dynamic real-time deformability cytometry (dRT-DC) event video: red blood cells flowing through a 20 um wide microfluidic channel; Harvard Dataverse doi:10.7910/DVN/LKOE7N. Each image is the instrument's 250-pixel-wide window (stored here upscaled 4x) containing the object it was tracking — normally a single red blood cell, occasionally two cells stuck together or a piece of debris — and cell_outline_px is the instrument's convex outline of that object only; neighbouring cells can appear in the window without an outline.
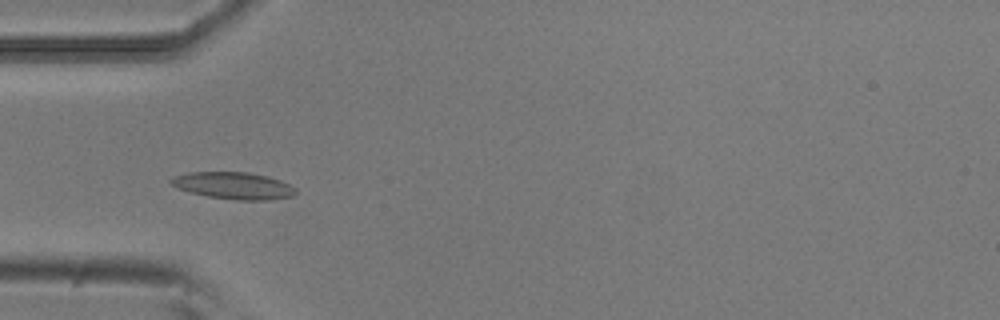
{"species": "common noctule bat (a hibernating species)", "species_latin": "Nyctalus noctula", "temperature_condition": "room temperature", "stored_images_in_passage": 29, "camera_frame_rate_fps": 3000, "um_per_image_px": 0.085, "animal": {"sex": "male", "body_mass_g": 20.5, "forearm_length_mm": 52.5}, "frame": {"image": 1, "passage_image": 4, "time_ms": 1.0, "image_size_px": [1000, 320], "cell_outline_px": [[296, 192], [292, 196], [272, 200], [236, 200], [208, 196], [192, 192], [180, 188], [172, 184], [168, 180], [172, 176], [188, 172], [248, 172], [268, 176], [280, 180], [296, 188]], "centroid_in_image_um": [19.87, 15.77], "position_along_channel_um": 65.1, "area_um2": 19.54}}
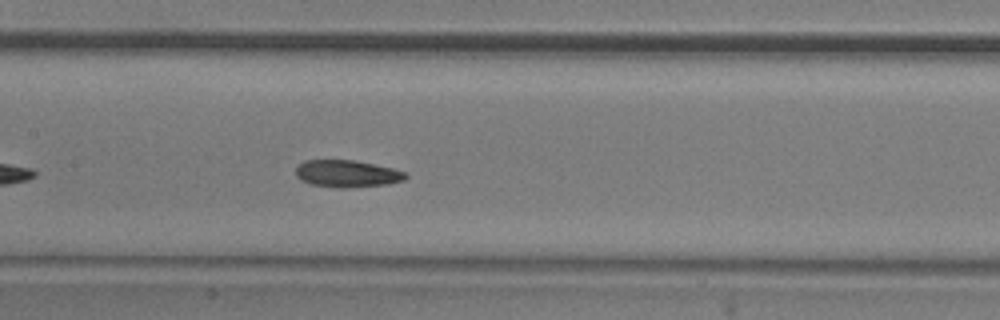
{"frame": {"image": 2, "passage_image": 13, "time_ms": 4.0, "image_size_px": [1000, 320], "cell_outline_px": [[408, 176], [404, 180], [388, 184], [344, 188], [340, 188], [312, 184], [300, 180], [296, 176], [296, 168], [300, 164], [308, 160], [356, 160], [392, 168], [408, 172]], "centroid_in_image_um": [29.54, 14.76], "position_along_channel_um": 177.9, "area_um2": 17.34}}
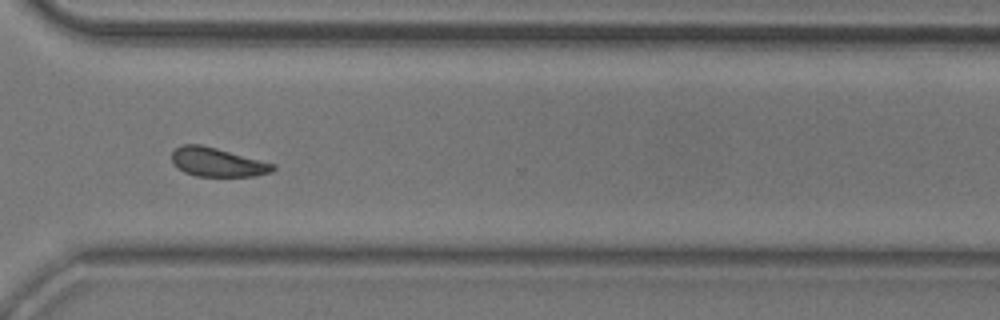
{"frame": {"image": 3, "passage_image": 27, "time_ms": 8.667, "image_size_px": [1000, 320], "cell_outline_px": [[276, 168], [272, 172], [256, 176], [196, 176], [184, 172], [172, 164], [172, 152], [176, 148], [184, 144], [200, 144], [216, 148], [276, 164]], "centroid_in_image_um": [18.48, 13.79], "position_along_channel_um": 352.1, "area_um2": 17.05}, "authors_computed_cell_mechanics": {"area_um2": 17.34, "velocity_mm_per_s": 3.7474, "shape_relaxation_time_tau1_ms": 4.887, "shape_relaxation_time_tau2_ms": 3.9621, "deformation_change_tau1": 0.117, "deformation_change_tau2": 0.1124}}